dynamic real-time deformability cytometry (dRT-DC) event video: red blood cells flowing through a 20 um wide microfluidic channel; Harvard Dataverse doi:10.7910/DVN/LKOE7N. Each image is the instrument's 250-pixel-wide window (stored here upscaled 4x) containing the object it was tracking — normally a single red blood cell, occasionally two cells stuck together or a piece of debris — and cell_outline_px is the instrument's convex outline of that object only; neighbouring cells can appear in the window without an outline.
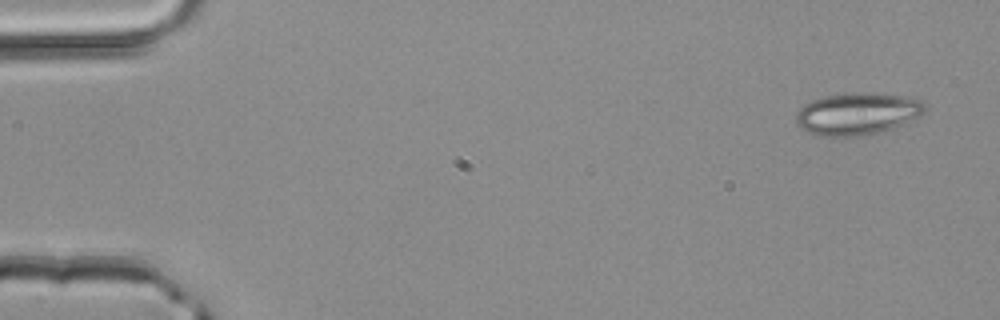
{"species": "common noctule bat (a hibernating species)", "species_latin": "Nyctalus noctula", "temperature_condition": "room temperature", "stored_images_in_passage": 5, "camera_frame_rate_fps": 3000, "um_per_image_px": 0.085, "animal": {"sex": "male", "body_mass_g": 20.4}, "frame": {"image": 1, "passage_image": 5, "time_ms": 1.333, "image_size_px": [1000, 320], "cell_outline_px": [[928, 108], [920, 116], [900, 124], [876, 132], [860, 136], [820, 136], [808, 132], [796, 120], [796, 112], [804, 104], [812, 100], [824, 96], [848, 92], [868, 92], [896, 96], [920, 100]], "centroid_in_image_um": [72.84, 9.65], "position_along_channel_um": 12.2, "area_um2": 31.1}}